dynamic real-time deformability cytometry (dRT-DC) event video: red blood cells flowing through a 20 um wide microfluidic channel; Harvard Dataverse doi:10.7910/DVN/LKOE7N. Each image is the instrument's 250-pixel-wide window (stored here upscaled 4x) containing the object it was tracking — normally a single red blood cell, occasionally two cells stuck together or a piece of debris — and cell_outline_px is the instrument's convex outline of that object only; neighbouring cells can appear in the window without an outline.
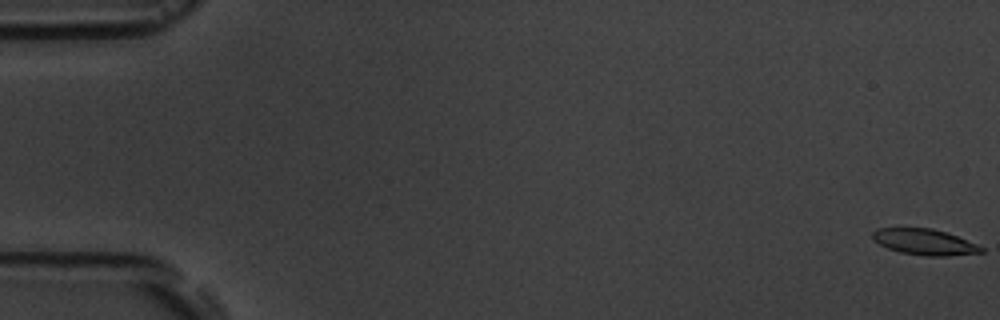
{"species": "common noctule bat (a hibernating species)", "species_latin": "Nyctalus noctula", "temperature_condition": "room temperature", "stored_images_in_passage": 6, "segment_of_instrument_passage": [1, 2], "camera_frame_rate_fps": 3000, "um_per_image_px": 0.085, "animal": {"sex": "male", "body_mass_g": 19.5, "forearm_length_mm": 54.6}, "frame": {"image": 1, "passage_image": 1, "time_ms": 0.0, "image_size_px": [1000, 320], "cell_outline_px": [[984, 252], [948, 256], [928, 256], [900, 252], [888, 248], [872, 240], [872, 232], [876, 228], [932, 228], [956, 236], [976, 244], [984, 248]], "centroid_in_image_um": [78.56, 20.57], "position_along_channel_um": 6.4, "area_um2": 16.3}}
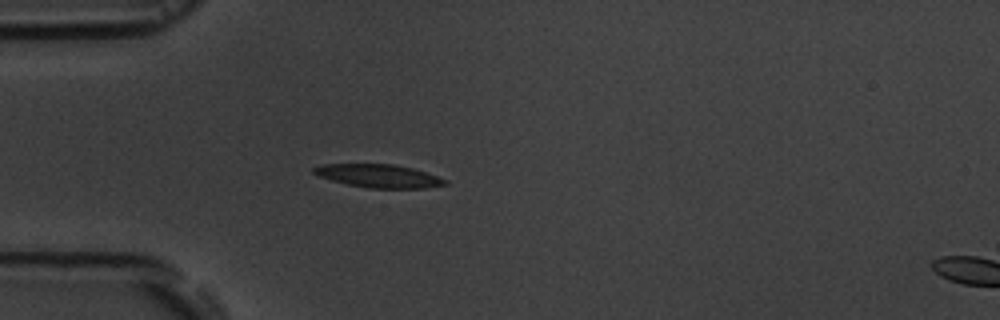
{"frame": {"image": 2, "passage_image": 5, "time_ms": 5.333, "image_size_px": [1000, 320], "cell_outline_px": [[448, 184], [424, 188], [368, 188], [348, 184], [332, 180], [320, 176], [312, 172], [312, 168], [324, 164], [392, 164], [412, 168], [448, 180]], "centroid_in_image_um": [32.19, 14.95], "position_along_channel_um": 52.8, "area_um2": 17.51}}